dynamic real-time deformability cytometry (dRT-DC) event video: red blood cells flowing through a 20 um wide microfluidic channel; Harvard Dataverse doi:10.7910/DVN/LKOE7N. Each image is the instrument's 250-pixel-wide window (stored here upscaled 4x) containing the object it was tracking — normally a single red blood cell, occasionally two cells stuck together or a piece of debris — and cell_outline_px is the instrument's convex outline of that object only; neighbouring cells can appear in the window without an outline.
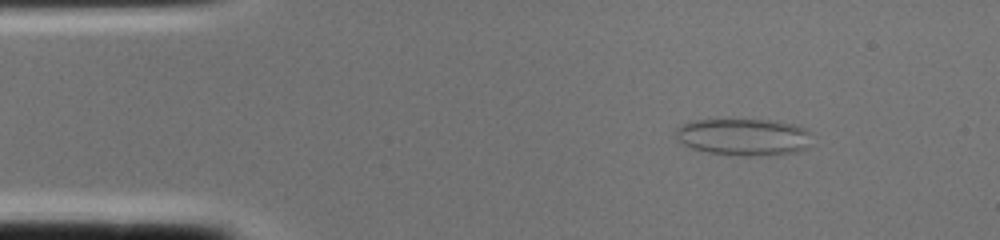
{"species": "common noctule bat (a hibernating species)", "species_latin": "Nyctalus noctula", "temperature_condition": "cold", "stored_images_in_passage": 1, "camera_frame_rate_fps": 3000, "um_per_image_px": 0.085, "animal": {"sex": "female", "body_mass_g": 22.0, "forearm_length_mm": 56.7}, "frame": {"image": 1, "passage_image": 1, "time_ms": 0.0, "image_size_px": [1000, 240], "cell_outline_px": [[812, 132], [808, 148], [796, 152], [752, 156], [736, 156], [708, 152], [692, 148], [680, 144], [676, 140], [676, 128], [680, 124], [692, 120], [768, 120], [796, 124]], "centroid_in_image_um": [63.19, 11.64], "position_along_channel_um": 21.8, "area_um2": 29.71}}